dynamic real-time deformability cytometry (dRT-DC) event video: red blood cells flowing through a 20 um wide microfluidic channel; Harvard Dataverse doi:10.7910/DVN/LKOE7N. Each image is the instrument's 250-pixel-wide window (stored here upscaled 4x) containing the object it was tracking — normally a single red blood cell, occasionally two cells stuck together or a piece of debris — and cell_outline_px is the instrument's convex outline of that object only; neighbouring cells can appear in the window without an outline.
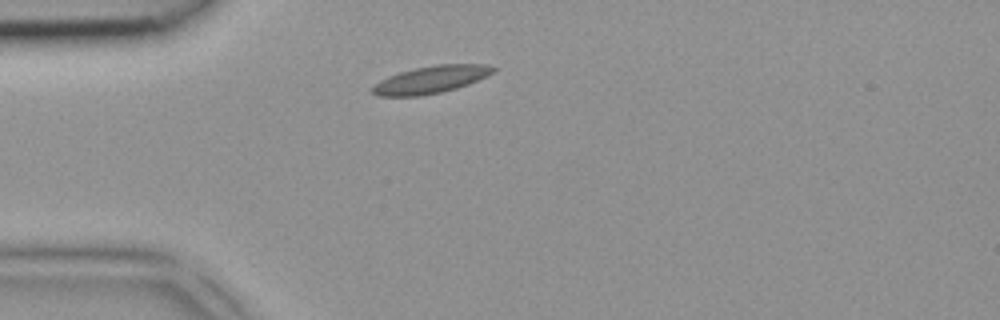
{"species": "common noctule bat (a hibernating species)", "species_latin": "Nyctalus noctula", "temperature_condition": "room temperature", "stored_images_in_passage": 1, "camera_frame_rate_fps": 3000, "um_per_image_px": 0.085, "animal": {"sex": "female", "body_mass_g": 18.4}, "frame": {"image": 1, "passage_image": 1, "time_ms": 0.0, "image_size_px": [1000, 320], "cell_outline_px": [[496, 72], [488, 76], [468, 84], [456, 88], [440, 92], [420, 96], [380, 96], [372, 92], [372, 84], [388, 76], [400, 72], [416, 68], [436, 64], [484, 64], [496, 68]], "centroid_in_image_um": [36.64, 6.76], "position_along_channel_um": 48.4, "area_um2": 19.25}}